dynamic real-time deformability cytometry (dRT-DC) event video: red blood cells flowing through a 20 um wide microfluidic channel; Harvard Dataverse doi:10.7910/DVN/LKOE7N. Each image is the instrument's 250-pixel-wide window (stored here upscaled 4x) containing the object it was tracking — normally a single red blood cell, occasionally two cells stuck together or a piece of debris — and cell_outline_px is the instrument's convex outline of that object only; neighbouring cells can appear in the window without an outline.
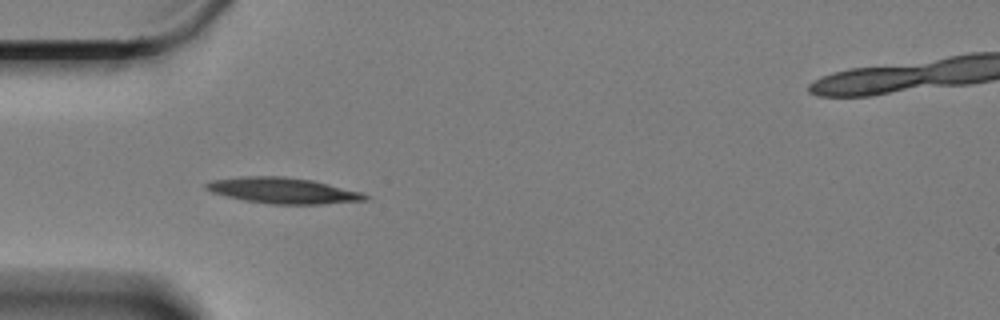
{"species": "Egyptian fruit bat (a non-hibernating species)", "species_latin": "Rousettus aegyptiacus", "temperature_condition": "cold", "stored_images_in_passage": 35, "camera_frame_rate_fps": 3000, "um_per_image_px": 0.085, "animal": {"sex": "female"}, "frame": {"image": 1, "passage_image": 1, "time_ms": 0.0, "image_size_px": [1000, 320], "cell_outline_px": [[368, 200], [320, 204], [268, 204], [244, 200], [212, 192], [204, 188], [204, 184], [212, 180], [244, 176], [284, 176], [312, 180], [360, 192], [368, 196]], "centroid_in_image_um": [24.02, 16.19], "position_along_channel_um": 61.0, "area_um2": 23.76}}
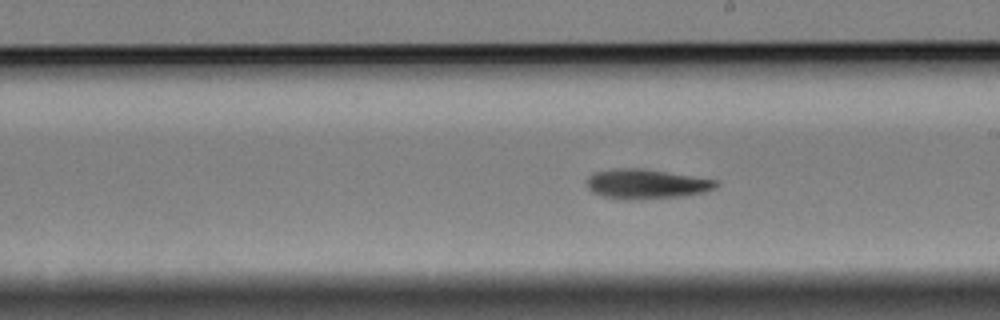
{"frame": {"image": 2, "passage_image": 17, "time_ms": 5.333, "image_size_px": [1000, 320], "cell_outline_px": [[720, 184], [716, 188], [704, 192], [684, 196], [636, 200], [628, 200], [604, 196], [592, 192], [588, 188], [584, 180], [592, 172], [612, 168], [644, 168], [720, 180]], "centroid_in_image_um": [54.94, 15.63], "position_along_channel_um": 234.1, "area_um2": 22.95}}
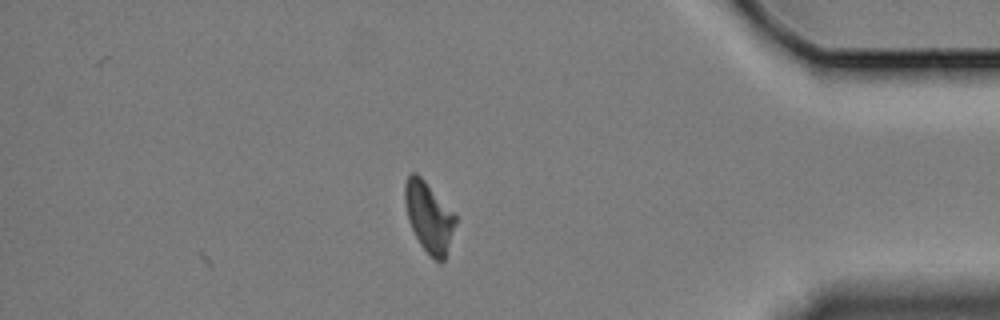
{"frame": {"image": 3, "passage_image": 35, "time_ms": 11.333, "image_size_px": [1000, 320], "cell_outline_px": [[456, 224], [444, 260], [436, 260], [420, 244], [408, 220], [404, 204], [404, 184], [408, 176], [412, 172], [416, 172], [424, 180], [456, 216]], "centroid_in_image_um": [36.43, 18.41], "position_along_channel_um": 398.8, "area_um2": 20.23}, "authors_computed_cell_mechanics": {"area_um2": 21.675, "velocity_mm_per_s": 3.2816, "shape_relaxation_time_tau1_ms": 8.037, "shape_relaxation_time_tau2_ms": null, "deformation_change_tau1": 0.182, "deformation_change_tau2": null}}